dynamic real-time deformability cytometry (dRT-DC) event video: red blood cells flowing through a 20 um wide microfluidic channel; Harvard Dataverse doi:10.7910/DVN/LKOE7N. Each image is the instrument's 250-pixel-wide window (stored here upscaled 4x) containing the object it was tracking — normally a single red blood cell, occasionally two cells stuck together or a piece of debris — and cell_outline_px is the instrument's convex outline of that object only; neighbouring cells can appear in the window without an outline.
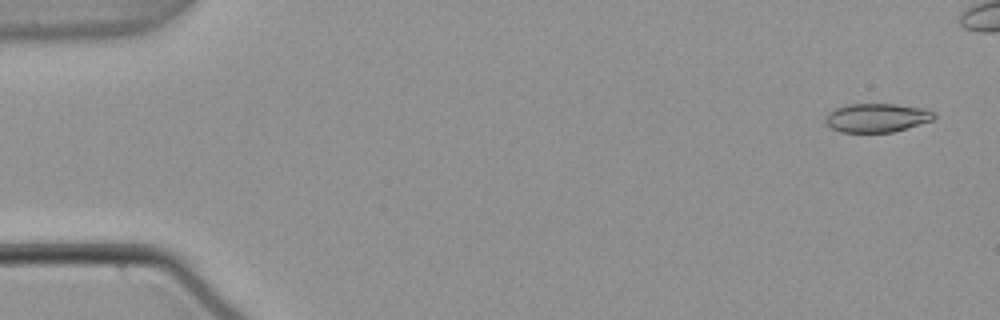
{"species": "common noctule bat (a hibernating species)", "species_latin": "Nyctalus noctula", "temperature_condition": "warm", "stored_images_in_passage": 48, "camera_frame_rate_fps": 3000, "um_per_image_px": 0.085, "animal": {"sex": "male", "body_mass_g": 21.5, "forearm_length_mm": 52.0}, "frame": {"image": 1, "passage_image": 3, "time_ms": 0.667, "image_size_px": [1000, 320], "cell_outline_px": [[936, 116], [932, 120], [892, 132], [840, 132], [832, 128], [824, 120], [824, 116], [828, 112], [836, 108], [848, 104], [896, 104], [924, 108], [936, 112]], "centroid_in_image_um": [74.52, 10.0], "position_along_channel_um": 10.5, "area_um2": 18.21}}
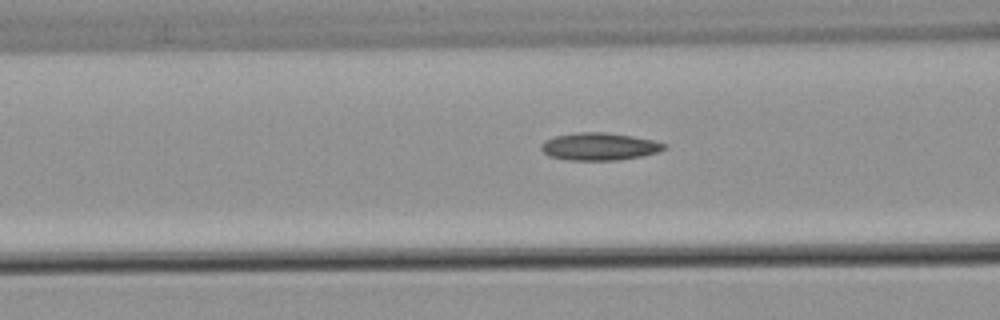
{"frame": {"image": 2, "passage_image": 22, "time_ms": 7.0, "image_size_px": [1000, 320], "cell_outline_px": [[668, 144], [664, 148], [656, 152], [640, 156], [620, 160], [568, 160], [548, 156], [540, 148], [540, 144], [556, 136], [576, 132], [604, 132], [632, 136], [656, 140]], "centroid_in_image_um": [50.95, 12.45], "position_along_channel_um": 115.7, "area_um2": 19.65}}
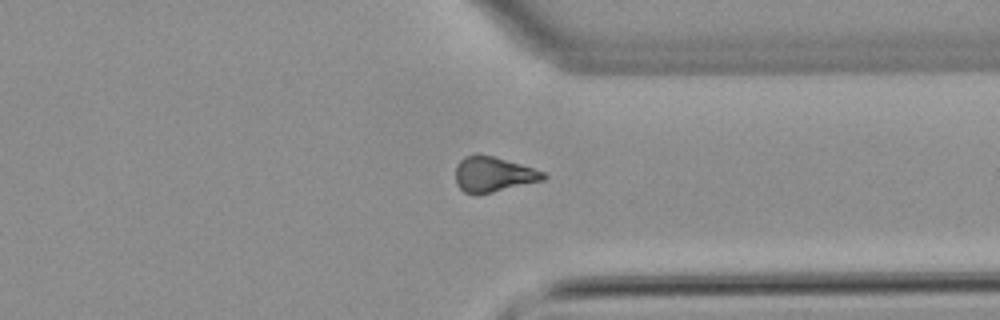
{"frame": {"image": 3, "passage_image": 42, "time_ms": 13.667, "image_size_px": [1000, 320], "cell_outline_px": [[548, 176], [544, 180], [492, 192], [464, 192], [456, 184], [456, 164], [464, 156], [476, 152], [492, 156], [520, 164], [544, 172]], "centroid_in_image_um": [41.91, 14.78], "position_along_channel_um": 369.5, "area_um2": 17.8}}